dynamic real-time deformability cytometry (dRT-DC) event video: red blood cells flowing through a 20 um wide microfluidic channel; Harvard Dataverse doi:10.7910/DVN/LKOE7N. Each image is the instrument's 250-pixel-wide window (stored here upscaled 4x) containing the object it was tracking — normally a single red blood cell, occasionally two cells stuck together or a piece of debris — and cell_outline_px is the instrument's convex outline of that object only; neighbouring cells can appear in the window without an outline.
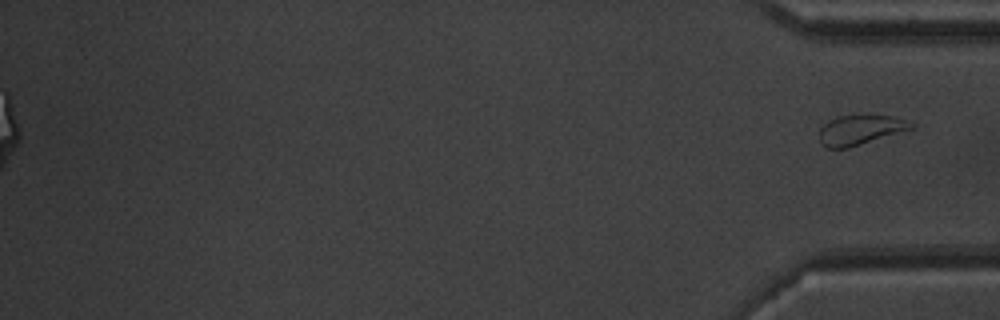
{"species": "common noctule bat (a hibernating species)", "species_latin": "Nyctalus noctula", "temperature_condition": "warm", "stored_images_in_passage": 53, "segment_of_instrument_passage": [2, 2], "camera_frame_rate_fps": 3000, "um_per_image_px": 0.085, "animal": {"sex": "male", "body_mass_g": 20.1, "forearm_length_mm": 53.5}, "frame": {"image": 1, "passage_image": 53, "time_ms": 17.333, "image_size_px": [1000, 320], "cell_outline_px": [[916, 128], [848, 148], [828, 148], [820, 140], [820, 128], [828, 120], [840, 116], [896, 116], [916, 124]], "centroid_in_image_um": [73.18, 11.04], "position_along_channel_um": 362.0, "area_um2": 15.84}}